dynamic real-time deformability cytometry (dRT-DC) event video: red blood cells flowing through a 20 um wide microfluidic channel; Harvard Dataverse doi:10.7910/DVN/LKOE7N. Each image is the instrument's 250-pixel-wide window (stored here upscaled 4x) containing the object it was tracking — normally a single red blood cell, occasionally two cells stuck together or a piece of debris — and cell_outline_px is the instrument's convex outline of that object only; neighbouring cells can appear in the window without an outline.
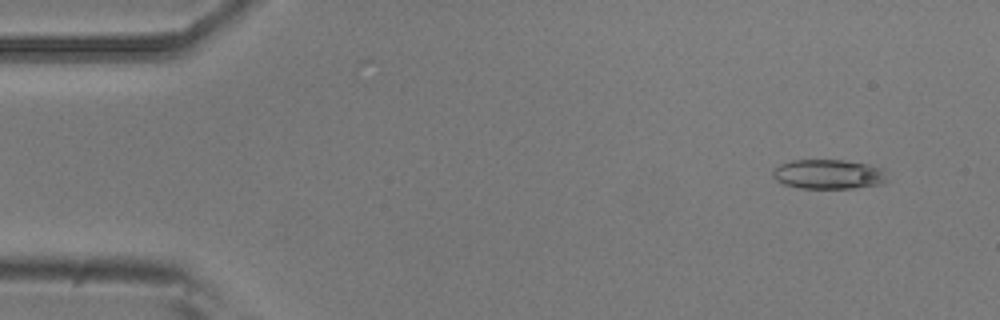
{"species": "common noctule bat (a hibernating species)", "species_latin": "Nyctalus noctula", "temperature_condition": "room temperature", "stored_images_in_passage": 4, "camera_frame_rate_fps": 3000, "um_per_image_px": 0.085, "animal": {"sex": "male", "body_mass_g": 20.5, "forearm_length_mm": 52.5}, "frame": {"image": 1, "passage_image": 1, "time_ms": 0.0, "image_size_px": [1000, 320], "cell_outline_px": [[888, 180], [884, 184], [852, 188], [800, 188], [784, 184], [776, 180], [772, 176], [772, 168], [780, 164], [792, 160], [844, 160], [868, 164], [884, 168]], "centroid_in_image_um": [70.44, 14.81], "position_along_channel_um": 14.6, "area_um2": 20.0}}
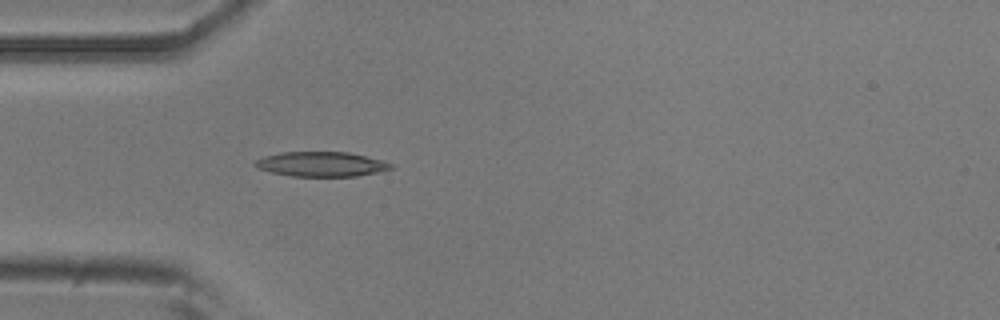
{"frame": {"image": 2, "passage_image": 4, "time_ms": 1.0, "image_size_px": [1000, 320], "cell_outline_px": [[392, 168], [376, 172], [356, 176], [292, 176], [272, 172], [260, 168], [252, 164], [256, 160], [264, 156], [280, 152], [348, 152], [380, 160], [392, 164]], "centroid_in_image_um": [27.27, 13.95], "position_along_channel_um": 57.7, "area_um2": 19.25}}